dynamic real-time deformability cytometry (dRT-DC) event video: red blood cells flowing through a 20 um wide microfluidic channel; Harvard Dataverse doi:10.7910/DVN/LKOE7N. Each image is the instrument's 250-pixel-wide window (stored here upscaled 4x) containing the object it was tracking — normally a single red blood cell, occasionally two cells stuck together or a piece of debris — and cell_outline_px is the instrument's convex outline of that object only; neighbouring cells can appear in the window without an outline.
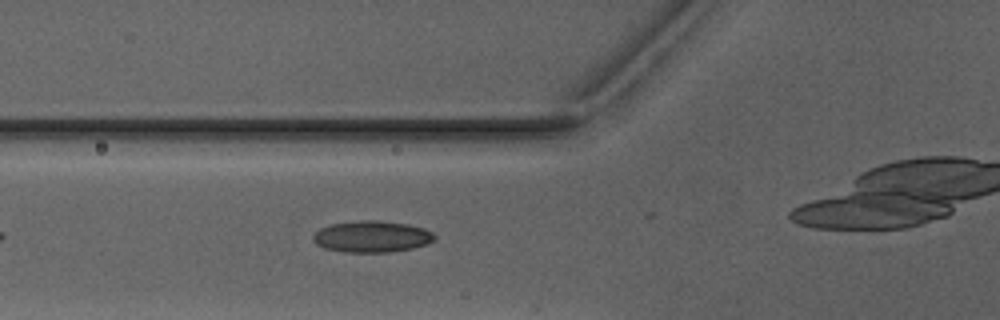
{"species": "Egyptian fruit bat (a non-hibernating species)", "species_latin": "Rousettus aegyptiacus", "temperature_condition": "warm", "stored_images_in_passage": 5, "camera_frame_rate_fps": 3000, "um_per_image_px": 0.085, "animal": {"sex": "male"}, "frame": {"image": 1, "passage_image": 4, "time_ms": 3.333, "image_size_px": [1000, 320], "cell_outline_px": [[436, 240], [428, 244], [412, 248], [392, 252], [344, 252], [324, 248], [316, 244], [312, 240], [312, 236], [320, 228], [332, 224], [360, 220], [376, 220], [408, 224], [424, 228], [432, 232], [436, 236]], "centroid_in_image_um": [31.62, 20.11], "position_along_channel_um": 94.2, "area_um2": 22.43}}